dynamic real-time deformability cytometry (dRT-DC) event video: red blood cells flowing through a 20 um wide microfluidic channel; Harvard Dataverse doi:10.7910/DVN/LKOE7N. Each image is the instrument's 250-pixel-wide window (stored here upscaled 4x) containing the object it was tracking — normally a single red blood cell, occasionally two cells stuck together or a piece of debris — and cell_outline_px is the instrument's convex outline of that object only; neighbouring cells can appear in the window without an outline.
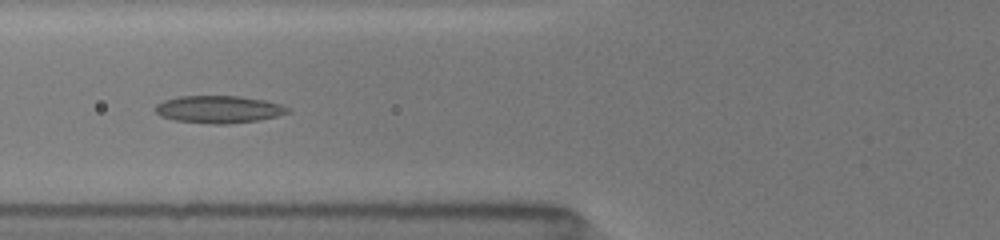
{"species": "common noctule bat (a hibernating species)", "species_latin": "Nyctalus noctula", "temperature_condition": "room temperature", "stored_images_in_passage": 42, "camera_frame_rate_fps": 3000, "um_per_image_px": 0.085, "animal": {"sex": "female", "body_mass_g": 19.5, "forearm_length_mm": 54.1}, "frame": {"image": 1, "passage_image": 11, "time_ms": 3.333, "image_size_px": [1000, 240], "cell_outline_px": [[288, 112], [276, 116], [260, 120], [228, 124], [212, 124], [176, 120], [160, 116], [156, 112], [156, 104], [164, 100], [176, 96], [236, 96], [264, 100], [280, 104], [288, 108]], "centroid_in_image_um": [18.56, 9.29], "position_along_channel_um": 107.2, "area_um2": 20.98}}
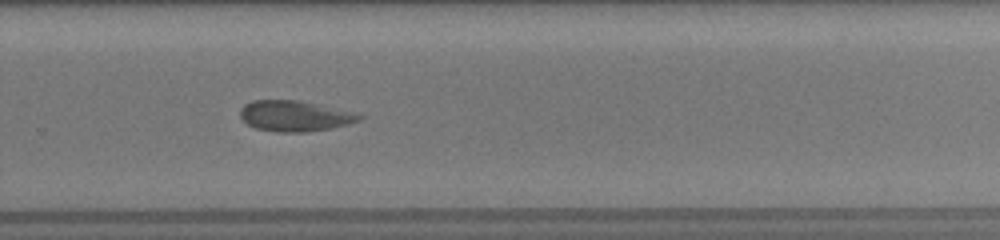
{"frame": {"image": 2, "passage_image": 26, "time_ms": 8.333, "image_size_px": [1000, 240], "cell_outline_px": [[364, 116], [360, 120], [332, 128], [304, 132], [276, 132], [256, 128], [248, 124], [240, 116], [240, 108], [244, 104], [252, 100], [296, 100], [316, 104], [352, 112]], "centroid_in_image_um": [25.0, 9.86], "position_along_channel_um": 304.8, "area_um2": 21.04}}
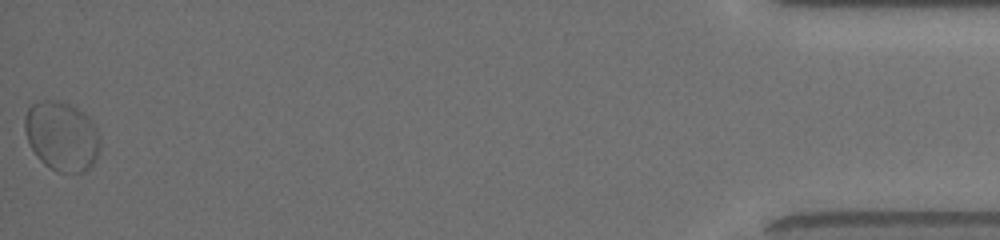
{"frame": {"image": 3, "passage_image": 42, "time_ms": 13.667, "image_size_px": [1000, 240], "cell_outline_px": [[100, 148], [92, 164], [84, 172], [56, 172], [44, 164], [36, 156], [28, 140], [24, 128], [24, 116], [28, 108], [32, 104], [44, 100], [48, 100], [68, 104], [76, 108], [88, 116], [96, 128], [100, 136]], "centroid_in_image_um": [5.24, 11.58], "position_along_channel_um": 430.0, "area_um2": 30.29}, "authors_computed_cell_mechanics": {"area_um2": 21.5016, "velocity_mm_per_s": 3.9621, "shape_relaxation_time_tau1_ms": null, "shape_relaxation_time_tau2_ms": 2.2608, "deformation_change_tau1": null, "deformation_change_tau2": 0.0796}}